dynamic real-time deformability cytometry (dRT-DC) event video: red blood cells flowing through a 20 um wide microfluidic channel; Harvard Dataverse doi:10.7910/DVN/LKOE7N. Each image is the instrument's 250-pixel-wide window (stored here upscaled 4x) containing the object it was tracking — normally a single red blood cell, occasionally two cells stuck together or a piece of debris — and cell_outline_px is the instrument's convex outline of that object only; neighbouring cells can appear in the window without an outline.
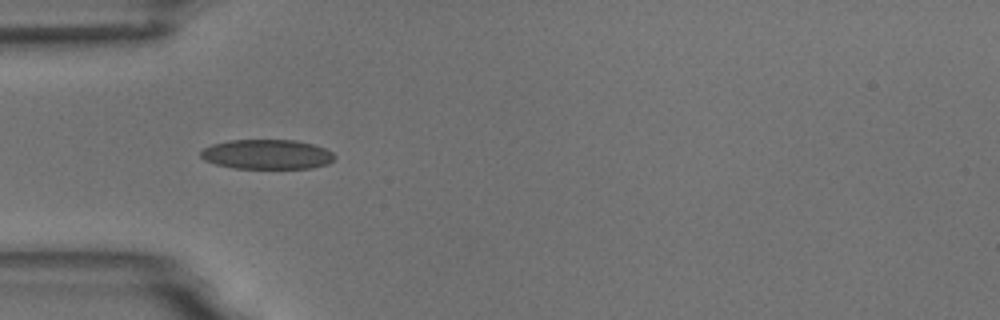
{"species": "common noctule bat (a hibernating species)", "species_latin": "Nyctalus noctula", "temperature_condition": "room temperature", "stored_images_in_passage": 3, "camera_frame_rate_fps": 3000, "um_per_image_px": 0.085, "animal": {"sex": "male", "body_mass_g": 18.8}, "frame": {"image": 1, "passage_image": 1, "time_ms": 0.0, "image_size_px": [1000, 320], "cell_outline_px": [[336, 156], [328, 164], [312, 168], [232, 168], [216, 164], [204, 160], [200, 156], [200, 152], [204, 148], [212, 144], [228, 140], [296, 140], [312, 144], [324, 148], [332, 152]], "centroid_in_image_um": [22.68, 13.12], "position_along_channel_um": 62.3, "area_um2": 23.18}}